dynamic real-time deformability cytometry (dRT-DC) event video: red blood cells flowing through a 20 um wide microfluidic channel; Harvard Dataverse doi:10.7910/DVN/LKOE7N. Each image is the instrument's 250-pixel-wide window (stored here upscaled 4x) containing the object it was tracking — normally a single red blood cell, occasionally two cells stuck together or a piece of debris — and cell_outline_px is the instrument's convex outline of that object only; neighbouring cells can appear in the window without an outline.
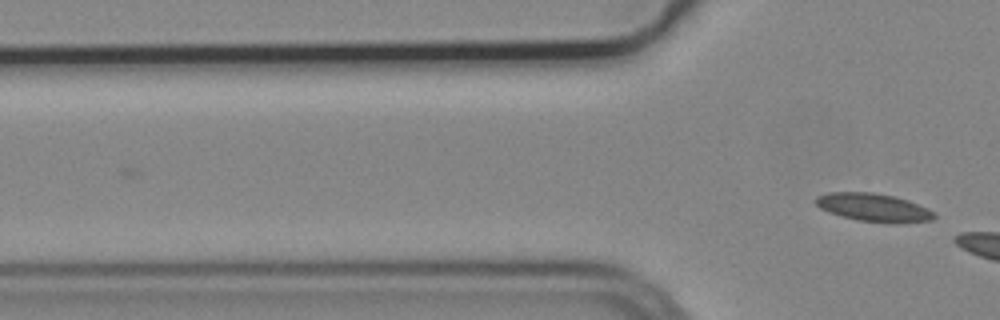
{"species": "common noctule bat (a hibernating species)", "species_latin": "Nyctalus noctula", "temperature_condition": "cold", "stored_images_in_passage": 5, "camera_frame_rate_fps": 3000, "um_per_image_px": 0.085, "animal": {"sex": "male", "body_mass_g": 19.2, "forearm_length_mm": 51.8}, "frame": {"image": 1, "passage_image": 5, "time_ms": 1.333, "image_size_px": [1000, 320], "cell_outline_px": [[936, 216], [932, 220], [892, 224], [856, 220], [840, 216], [828, 212], [820, 208], [816, 204], [816, 196], [828, 192], [872, 192], [892, 196], [908, 200], [928, 208], [936, 212]], "centroid_in_image_um": [74.27, 17.65], "position_along_channel_um": 51.5, "area_um2": 19.65}}